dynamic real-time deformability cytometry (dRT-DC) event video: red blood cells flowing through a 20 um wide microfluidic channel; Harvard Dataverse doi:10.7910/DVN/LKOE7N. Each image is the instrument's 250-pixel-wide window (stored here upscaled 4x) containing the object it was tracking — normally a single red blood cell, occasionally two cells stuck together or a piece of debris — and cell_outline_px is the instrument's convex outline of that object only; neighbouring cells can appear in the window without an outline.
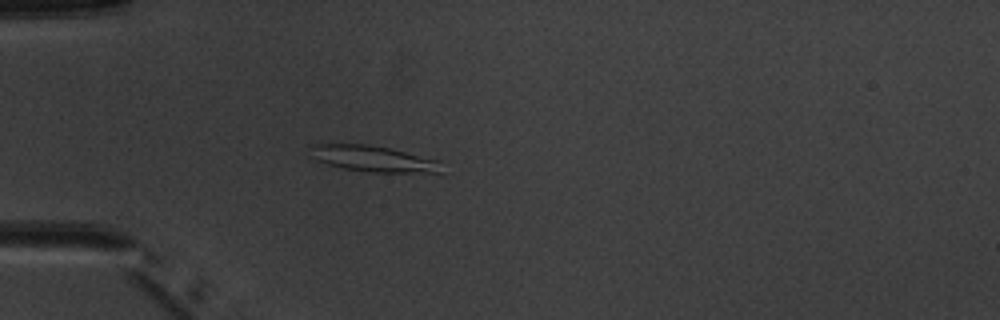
{"species": "common noctule bat (a hibernating species)", "species_latin": "Nyctalus noctula", "temperature_condition": "warm", "stored_images_in_passage": 5, "camera_frame_rate_fps": 3000, "um_per_image_px": 0.085, "animal": {"sex": "male", "body_mass_g": 20.1, "forearm_length_mm": 53.5}, "frame": {"image": 1, "passage_image": 5, "time_ms": 4.667, "image_size_px": [1000, 320], "cell_outline_px": [[444, 160], [440, 172], [372, 172], [344, 168], [328, 164], [316, 160], [308, 156], [308, 144], [368, 144], [392, 148]], "centroid_in_image_um": [31.73, 13.46], "position_along_channel_um": 53.3, "area_um2": 20.46}}